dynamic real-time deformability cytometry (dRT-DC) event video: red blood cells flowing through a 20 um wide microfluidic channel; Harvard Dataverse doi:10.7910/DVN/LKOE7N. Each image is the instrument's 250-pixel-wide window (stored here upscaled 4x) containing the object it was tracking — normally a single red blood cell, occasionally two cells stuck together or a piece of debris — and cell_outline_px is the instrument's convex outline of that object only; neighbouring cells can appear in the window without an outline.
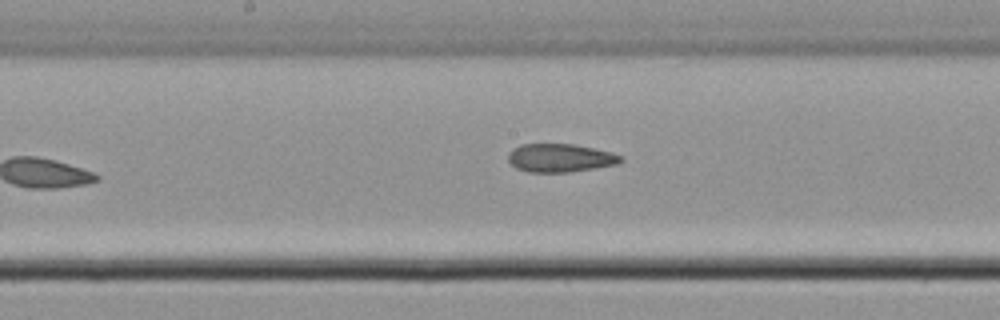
{"species": "common noctule bat (a hibernating species)", "species_latin": "Nyctalus noctula", "temperature_condition": "cold", "stored_images_in_passage": 8, "camera_frame_rate_fps": 3000, "um_per_image_px": 0.085, "animal": {"sex": "male", "body_mass_g": 21.5, "forearm_length_mm": 52.0}, "frame": {"image": 1, "passage_image": 8, "time_ms": 8.667, "image_size_px": [1000, 320], "cell_outline_px": [[624, 160], [616, 164], [568, 172], [528, 172], [516, 168], [508, 160], [508, 152], [512, 148], [520, 144], [572, 144], [612, 152], [624, 156]], "centroid_in_image_um": [47.59, 13.41], "position_along_channel_um": 200.6, "area_um2": 18.55}}